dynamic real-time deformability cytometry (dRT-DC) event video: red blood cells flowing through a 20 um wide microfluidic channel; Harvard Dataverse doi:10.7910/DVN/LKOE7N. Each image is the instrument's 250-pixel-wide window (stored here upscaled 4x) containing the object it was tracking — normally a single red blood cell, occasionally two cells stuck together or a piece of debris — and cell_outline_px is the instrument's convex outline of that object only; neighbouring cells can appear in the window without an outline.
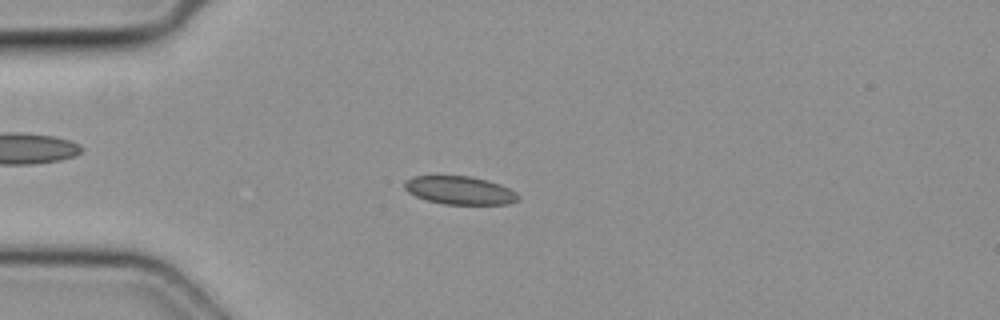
{"species": "common noctule bat (a hibernating species)", "species_latin": "Nyctalus noctula", "temperature_condition": "cold", "stored_images_in_passage": 49, "camera_frame_rate_fps": 3000, "um_per_image_px": 0.085, "animal": {"sex": "female", "body_mass_g": 19.3, "forearm_length_mm": 54.1}, "frame": {"image": 1, "passage_image": 13, "time_ms": 4.0, "image_size_px": [1000, 320], "cell_outline_px": [[520, 200], [508, 204], [444, 204], [428, 200], [416, 196], [408, 192], [404, 188], [404, 184], [412, 176], [472, 176], [488, 180], [500, 184], [516, 192], [520, 196]], "centroid_in_image_um": [39.12, 16.18], "position_along_channel_um": 45.9, "area_um2": 18.67}}
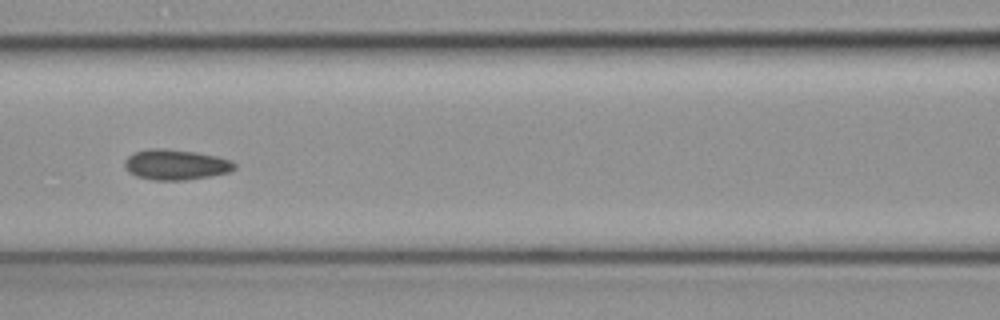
{"frame": {"image": 2, "passage_image": 22, "time_ms": 7.0, "image_size_px": [1000, 320], "cell_outline_px": [[236, 168], [228, 172], [208, 176], [184, 180], [152, 180], [136, 176], [128, 172], [124, 168], [124, 160], [128, 156], [136, 152], [148, 148], [164, 148], [196, 152], [216, 156], [232, 160], [236, 164]], "centroid_in_image_um": [14.91, 13.99], "position_along_channel_um": 151.7, "area_um2": 19.54}}
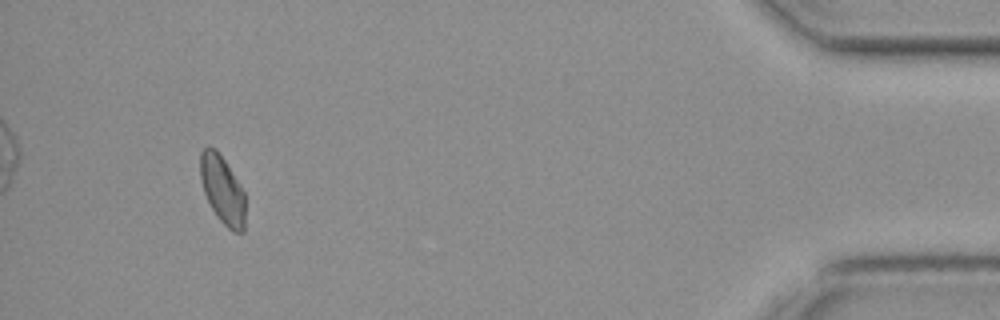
{"frame": {"image": 3, "passage_image": 46, "time_ms": 15.0, "image_size_px": [1000, 320], "cell_outline_px": [[244, 232], [232, 232], [216, 216], [204, 192], [200, 180], [200, 152], [204, 148], [216, 148], [224, 160], [244, 192]], "centroid_in_image_um": [18.89, 16.14], "position_along_channel_um": 416.3, "area_um2": 17.57}}